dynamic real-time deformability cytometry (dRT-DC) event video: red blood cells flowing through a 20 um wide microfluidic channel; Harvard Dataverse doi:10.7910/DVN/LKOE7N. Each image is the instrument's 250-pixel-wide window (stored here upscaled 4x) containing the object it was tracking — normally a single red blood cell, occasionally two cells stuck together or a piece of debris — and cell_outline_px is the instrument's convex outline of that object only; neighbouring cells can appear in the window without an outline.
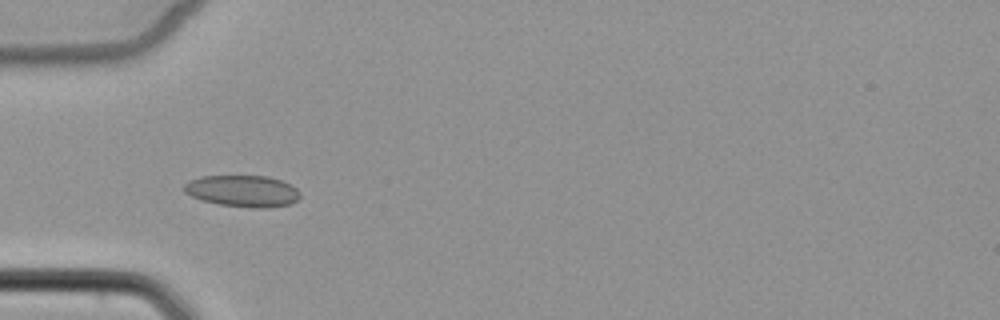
{"species": "common noctule bat (a hibernating species)", "species_latin": "Nyctalus noctula", "temperature_condition": "cold", "stored_images_in_passage": 6, "camera_frame_rate_fps": 3000, "um_per_image_px": 0.085, "animal": {"sex": "female", "body_mass_g": 22.7, "forearm_length_mm": 54.2}, "frame": {"image": 1, "passage_image": 4, "time_ms": 3.667, "image_size_px": [1000, 320], "cell_outline_px": [[300, 196], [292, 204], [264, 208], [256, 208], [220, 204], [200, 200], [184, 192], [184, 184], [188, 180], [200, 176], [268, 176], [292, 184], [300, 192]], "centroid_in_image_um": [20.63, 16.23], "position_along_channel_um": 64.4, "area_um2": 21.44}}
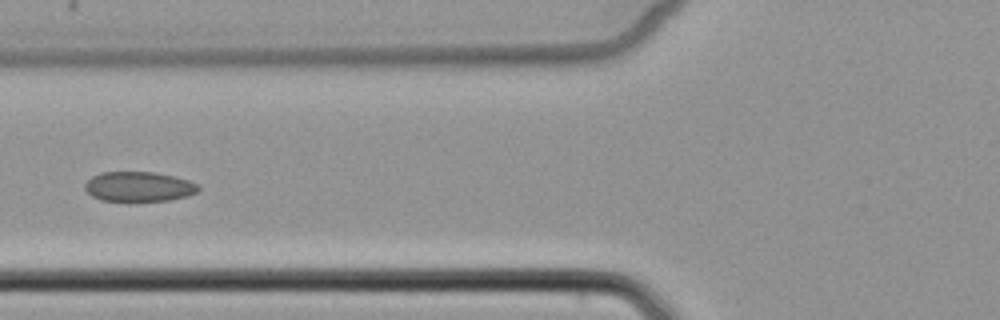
{"frame": {"image": 2, "passage_image": 5, "time_ms": 5.0, "image_size_px": [1000, 320], "cell_outline_px": [[200, 188], [196, 192], [188, 196], [168, 200], [100, 200], [92, 196], [84, 188], [84, 184], [92, 176], [100, 172], [152, 172], [172, 176], [188, 180], [200, 184]], "centroid_in_image_um": [11.8, 15.85], "position_along_channel_um": 114.0, "area_um2": 19.54}}
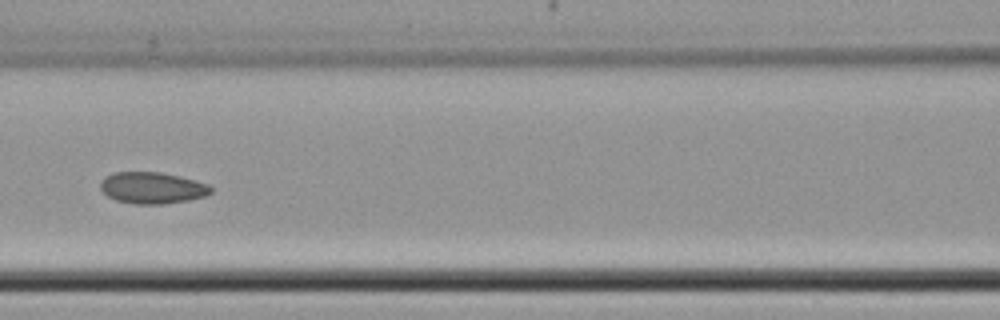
{"frame": {"image": 3, "passage_image": 6, "time_ms": 6.0, "image_size_px": [1000, 320], "cell_outline_px": [[212, 192], [204, 196], [188, 200], [164, 204], [136, 204], [116, 200], [108, 196], [100, 188], [100, 180], [104, 176], [112, 172], [160, 172], [180, 176], [196, 180], [208, 184], [212, 188]], "centroid_in_image_um": [12.93, 15.96], "position_along_channel_um": 153.7, "area_um2": 20.4}}